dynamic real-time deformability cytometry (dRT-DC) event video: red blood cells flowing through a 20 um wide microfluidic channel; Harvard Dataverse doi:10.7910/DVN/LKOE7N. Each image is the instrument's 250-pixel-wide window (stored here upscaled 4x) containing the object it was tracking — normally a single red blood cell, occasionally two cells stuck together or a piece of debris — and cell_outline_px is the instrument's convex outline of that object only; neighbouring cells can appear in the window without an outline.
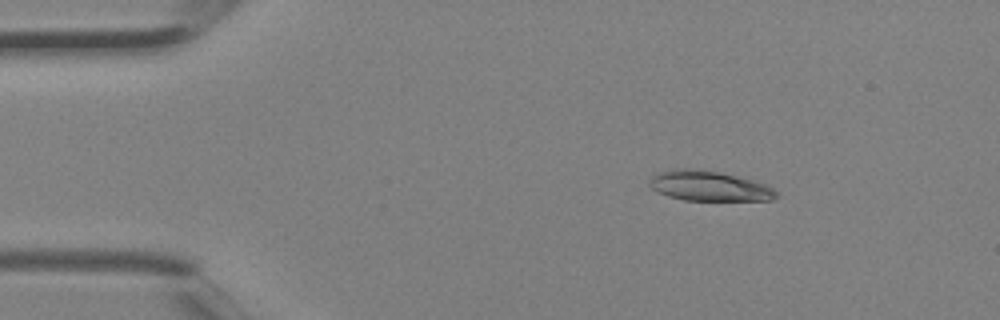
{"species": "Egyptian fruit bat (a non-hibernating species)", "species_latin": "Rousettus aegyptiacus", "temperature_condition": "room temperature", "stored_images_in_passage": 2, "camera_frame_rate_fps": 3000, "um_per_image_px": 0.085, "animal": {"sex": "female"}, "frame": {"image": 1, "passage_image": 1, "time_ms": 0.0, "image_size_px": [1000, 320], "cell_outline_px": [[780, 196], [772, 200], [684, 200], [668, 196], [652, 188], [648, 184], [652, 176], [656, 172], [676, 168], [688, 168], [720, 172], [752, 180], [764, 184], [772, 188]], "centroid_in_image_um": [60.25, 15.8], "position_along_channel_um": 24.7, "area_um2": 22.08}}